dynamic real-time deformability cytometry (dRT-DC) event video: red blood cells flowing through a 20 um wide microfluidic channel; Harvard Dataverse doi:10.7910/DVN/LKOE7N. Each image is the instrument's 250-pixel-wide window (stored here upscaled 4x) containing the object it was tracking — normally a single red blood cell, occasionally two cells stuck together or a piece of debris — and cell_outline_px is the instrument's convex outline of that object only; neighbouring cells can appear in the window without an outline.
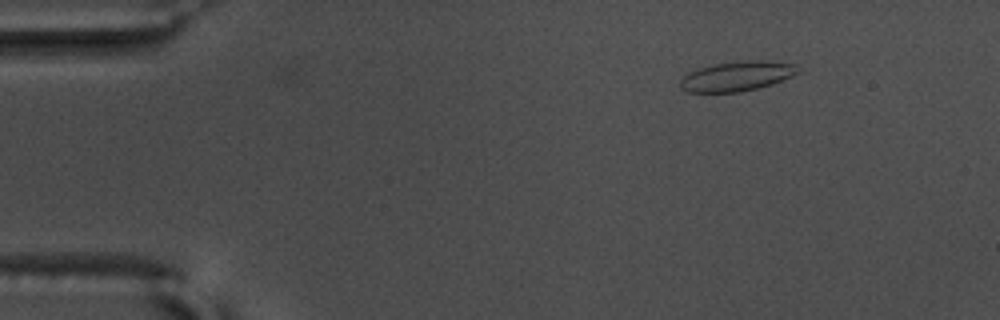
{"species": "common noctule bat (a hibernating species)", "species_latin": "Nyctalus noctula", "temperature_condition": "warm", "stored_images_in_passage": 49, "camera_frame_rate_fps": 3000, "um_per_image_px": 0.085, "animal": {"sex": "male", "body_mass_g": 17.5, "forearm_length_mm": 52.3}, "frame": {"image": 1, "passage_image": 1, "time_ms": 0.0, "image_size_px": [1000, 320], "cell_outline_px": [[804, 72], [772, 84], [740, 92], [688, 92], [680, 88], [680, 80], [688, 72], [700, 68], [716, 64], [744, 60], [764, 60], [796, 64]], "centroid_in_image_um": [62.71, 6.47], "position_along_channel_um": 22.3, "area_um2": 20.58}}
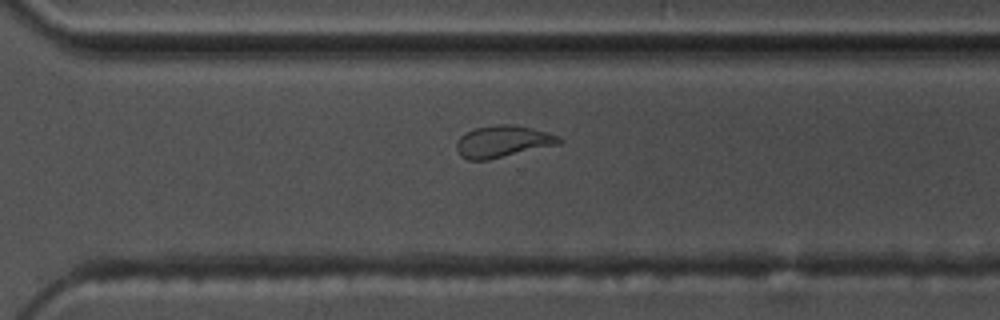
{"frame": {"image": 2, "passage_image": 33, "time_ms": 10.667, "image_size_px": [1000, 320], "cell_outline_px": [[564, 140], [560, 144], [488, 160], [468, 160], [460, 156], [456, 148], [456, 144], [460, 136], [464, 132], [476, 128], [496, 124], [516, 124], [532, 128], [560, 136]], "centroid_in_image_um": [42.74, 12.02], "position_along_channel_um": 327.9, "area_um2": 19.25}}
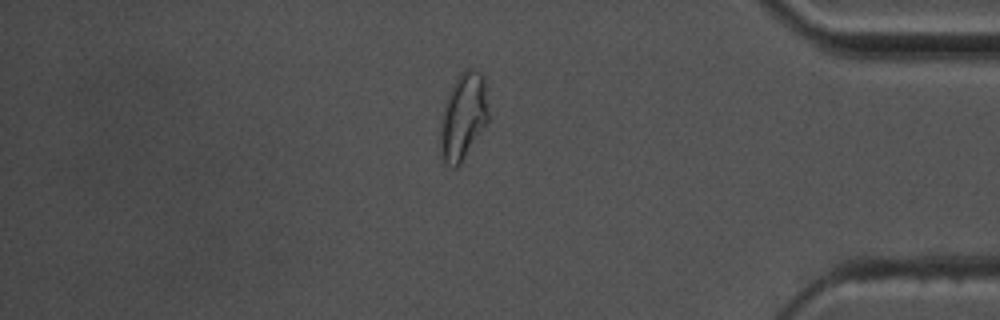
{"frame": {"image": 3, "passage_image": 41, "time_ms": 13.333, "image_size_px": [1000, 320], "cell_outline_px": [[488, 124], [460, 164], [456, 168], [452, 168], [444, 164], [440, 156], [440, 116], [448, 92], [452, 84], [460, 72], [468, 68], [480, 72], [484, 76], [488, 112]], "centroid_in_image_um": [39.35, 9.94], "position_along_channel_um": 395.8, "area_um2": 24.97}, "authors_computed_cell_mechanics": {"area_um2": 19.3052, "velocity_mm_per_s": 3.6453, "shape_relaxation_time_tau1_ms": 6.741, "shape_relaxation_time_tau2_ms": 1.4448, "deformation_change_tau1": 0.1818, "deformation_change_tau2": 0.1032}}